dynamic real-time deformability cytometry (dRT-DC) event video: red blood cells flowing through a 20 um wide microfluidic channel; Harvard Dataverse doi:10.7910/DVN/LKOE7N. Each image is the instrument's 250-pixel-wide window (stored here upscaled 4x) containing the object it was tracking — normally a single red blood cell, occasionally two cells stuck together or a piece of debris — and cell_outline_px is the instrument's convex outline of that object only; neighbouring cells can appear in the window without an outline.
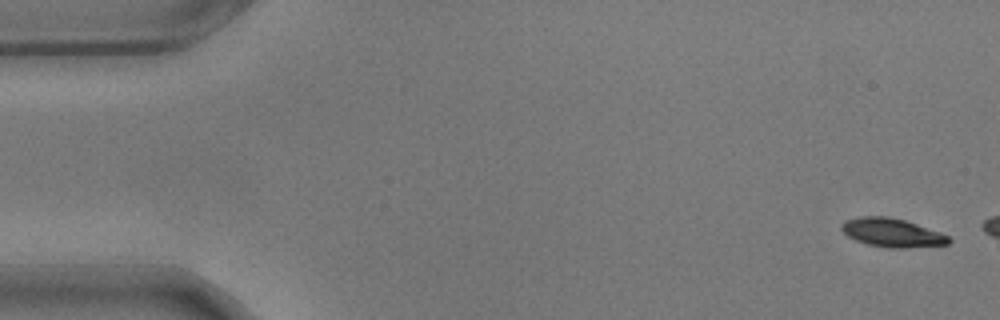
{"species": "common noctule bat (a hibernating species)", "species_latin": "Nyctalus noctula", "temperature_condition": "warm", "stored_images_in_passage": 7, "camera_frame_rate_fps": 3000, "um_per_image_px": 0.085, "animal": {"sex": "male", "body_mass_g": 17.9}, "frame": {"image": 1, "passage_image": 1, "time_ms": 0.0, "image_size_px": [1000, 320], "cell_outline_px": [[952, 240], [948, 244], [904, 248], [888, 248], [868, 244], [856, 240], [848, 236], [840, 228], [840, 224], [844, 220], [860, 216], [888, 216], [904, 220], [940, 232], [948, 236]], "centroid_in_image_um": [75.79, 19.77], "position_along_channel_um": 9.2, "area_um2": 17.86}}